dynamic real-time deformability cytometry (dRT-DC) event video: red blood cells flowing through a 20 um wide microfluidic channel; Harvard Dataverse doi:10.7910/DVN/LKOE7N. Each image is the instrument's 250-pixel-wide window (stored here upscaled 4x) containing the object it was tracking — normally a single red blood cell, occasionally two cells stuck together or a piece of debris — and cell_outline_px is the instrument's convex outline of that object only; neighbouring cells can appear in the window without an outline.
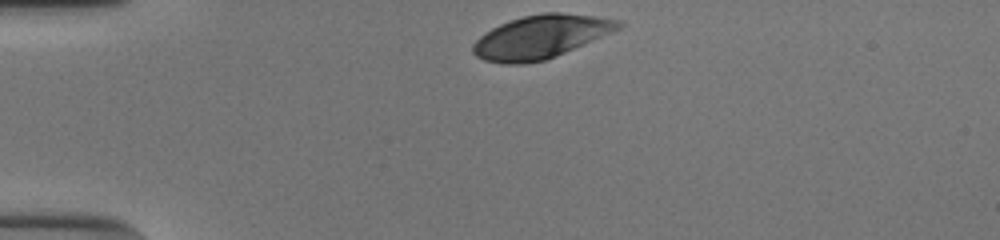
{"species": "human", "species_latin": "Homo sapiens", "temperature_condition": "cold", "stored_images_in_passage": 32, "camera_frame_rate_fps": 3000, "um_per_image_px": 0.085, "donor": {"sex": "male"}, "frame": {"image": 1, "passage_image": 1, "time_ms": 0.0, "image_size_px": [1000, 240], "cell_outline_px": [[624, 24], [620, 28], [612, 32], [564, 52], [544, 60], [520, 64], [504, 64], [484, 60], [476, 56], [472, 52], [472, 44], [484, 32], [500, 24], [524, 16], [544, 12], [560, 12], [596, 16], [620, 20]], "centroid_in_image_um": [45.94, 3.12], "position_along_channel_um": 39.1, "area_um2": 36.36}}
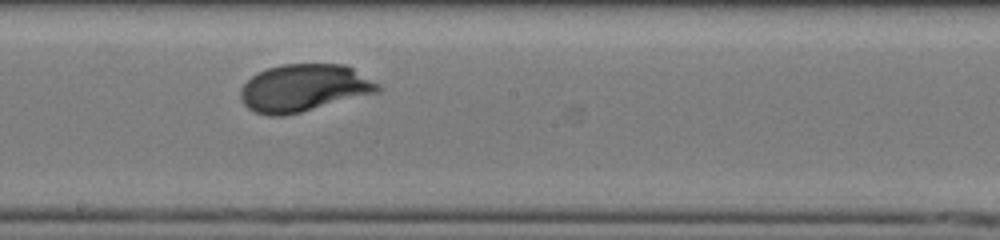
{"frame": {"image": 2, "passage_image": 19, "time_ms": 6.0, "image_size_px": [1000, 240], "cell_outline_px": [[380, 92], [284, 116], [268, 116], [256, 112], [248, 108], [240, 100], [240, 88], [252, 76], [268, 68], [280, 64], [348, 64], [380, 84]], "centroid_in_image_um": [25.85, 7.47], "position_along_channel_um": 222.3, "area_um2": 38.09}}
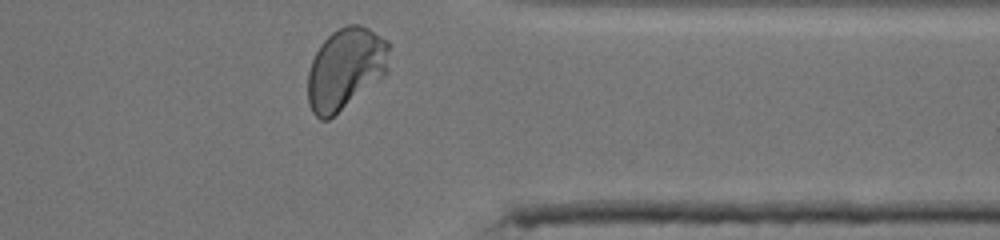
{"frame": {"image": 3, "passage_image": 32, "time_ms": 10.333, "image_size_px": [1000, 240], "cell_outline_px": [[388, 68], [384, 76], [328, 120], [320, 120], [312, 112], [308, 104], [308, 72], [312, 60], [320, 44], [332, 32], [348, 24], [360, 24], [368, 28], [388, 40]], "centroid_in_image_um": [29.35, 5.83], "position_along_channel_um": 382.0, "area_um2": 38.55}, "authors_computed_cell_mechanics": {"area_um2": 37.7434, "velocity_mm_per_s": 3.806, "shape_relaxation_time_tau1_ms": 2.6736, "shape_relaxation_time_tau2_ms": null, "deformation_change_tau1": 0.146, "deformation_change_tau2": null}}